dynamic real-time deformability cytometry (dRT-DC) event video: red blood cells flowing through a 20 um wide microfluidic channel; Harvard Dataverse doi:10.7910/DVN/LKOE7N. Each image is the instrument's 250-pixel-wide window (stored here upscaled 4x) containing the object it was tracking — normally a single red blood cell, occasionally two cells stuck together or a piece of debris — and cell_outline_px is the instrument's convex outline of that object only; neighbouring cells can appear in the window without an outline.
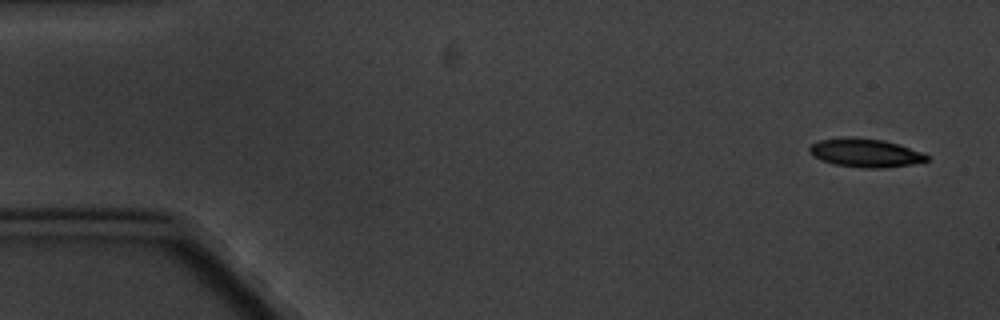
{"species": "common noctule bat (a hibernating species)", "species_latin": "Nyctalus noctula", "temperature_condition": "cold", "stored_images_in_passage": 5, "camera_frame_rate_fps": 3000, "um_per_image_px": 0.085, "animal": {"sex": "male", "body_mass_g": 20.1, "forearm_length_mm": 53.5}, "frame": {"image": 1, "passage_image": 1, "time_ms": 0.0, "image_size_px": [1000, 320], "cell_outline_px": [[928, 160], [912, 164], [884, 168], [860, 168], [832, 164], [820, 160], [812, 156], [808, 152], [808, 148], [812, 144], [820, 140], [840, 136], [852, 136], [884, 140], [920, 152], [928, 156]], "centroid_in_image_um": [73.45, 12.99], "position_along_channel_um": 11.5, "area_um2": 19.71}}
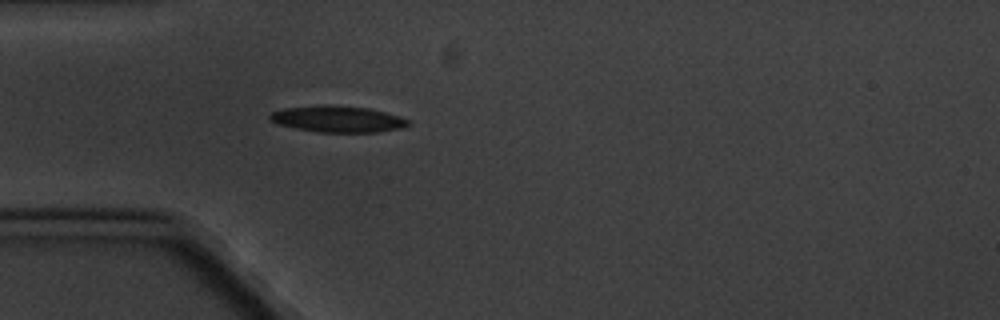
{"frame": {"image": 2, "passage_image": 5, "time_ms": 4.667, "image_size_px": [1000, 320], "cell_outline_px": [[412, 124], [404, 128], [380, 132], [316, 132], [296, 128], [280, 124], [268, 120], [268, 116], [272, 112], [284, 108], [324, 104], [328, 104], [368, 108], [400, 116], [412, 120]], "centroid_in_image_um": [28.76, 10.12], "position_along_channel_um": 56.2, "area_um2": 21.56}}